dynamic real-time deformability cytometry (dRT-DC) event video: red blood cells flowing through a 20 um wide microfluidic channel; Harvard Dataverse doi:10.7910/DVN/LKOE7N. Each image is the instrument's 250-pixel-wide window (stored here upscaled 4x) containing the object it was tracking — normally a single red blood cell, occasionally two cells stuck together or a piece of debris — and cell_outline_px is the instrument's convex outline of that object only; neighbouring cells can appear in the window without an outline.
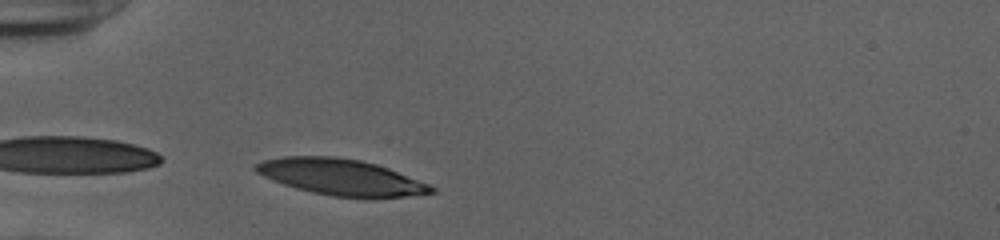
{"species": "human", "species_latin": "Homo sapiens", "temperature_condition": "cold", "stored_images_in_passage": 29, "camera_frame_rate_fps": 3000, "um_per_image_px": 0.085, "donor": {"sex": "female"}, "frame": {"image": 1, "passage_image": 1, "time_ms": 0.0, "image_size_px": [1000, 240], "cell_outline_px": [[436, 192], [404, 196], [332, 196], [312, 192], [296, 188], [272, 180], [256, 172], [252, 168], [256, 164], [264, 160], [284, 156], [336, 156], [360, 160], [376, 164], [388, 168], [428, 184], [436, 188]], "centroid_in_image_um": [28.92, 15.02], "position_along_channel_um": 56.1, "area_um2": 36.24}}
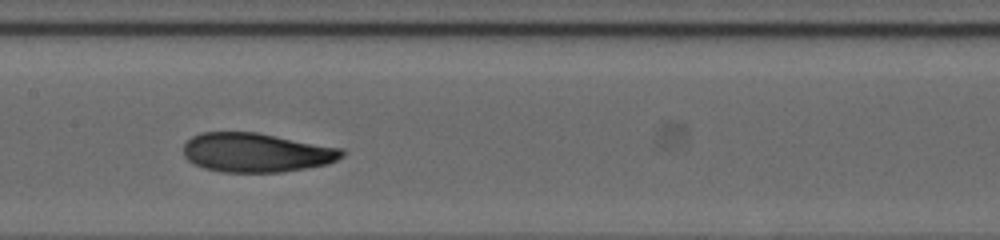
{"frame": {"image": 2, "passage_image": 12, "time_ms": 3.667, "image_size_px": [1000, 240], "cell_outline_px": [[344, 156], [328, 164], [280, 172], [220, 172], [204, 168], [188, 160], [184, 156], [184, 144], [192, 136], [200, 132], [256, 132], [344, 148]], "centroid_in_image_um": [21.8, 12.96], "position_along_channel_um": 185.6, "area_um2": 36.24}}
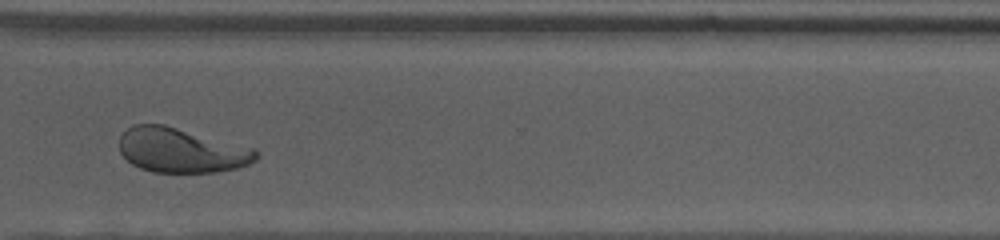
{"frame": {"image": 3, "passage_image": 25, "time_ms": 8.0, "image_size_px": [1000, 240], "cell_outline_px": [[256, 160], [248, 164], [236, 168], [216, 172], [152, 172], [140, 168], [132, 164], [120, 152], [120, 136], [132, 124], [164, 124], [256, 148]], "centroid_in_image_um": [15.41, 12.77], "position_along_channel_um": 355.2, "area_um2": 35.55}, "authors_computed_cell_mechanics": {"area_um2": 36.8186, "velocity_mm_per_s": 3.9219, "shape_relaxation_time_tau1_ms": 6.4342, "shape_relaxation_time_tau2_ms": 1.6194, "deformation_change_tau1": 0.2243, "deformation_change_tau2": 0.0754}}